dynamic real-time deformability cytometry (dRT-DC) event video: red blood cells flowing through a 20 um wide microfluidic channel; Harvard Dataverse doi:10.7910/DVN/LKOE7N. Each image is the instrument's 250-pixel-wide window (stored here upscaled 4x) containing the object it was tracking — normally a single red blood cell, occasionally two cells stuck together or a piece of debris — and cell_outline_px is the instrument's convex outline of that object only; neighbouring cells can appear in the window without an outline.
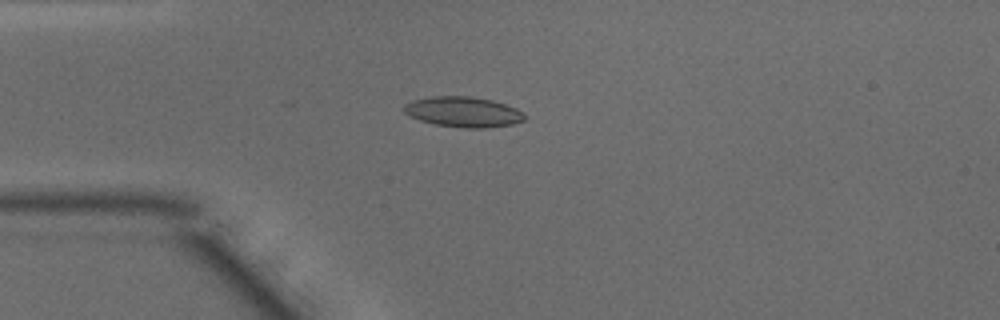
{"species": "common noctule bat (a hibernating species)", "species_latin": "Nyctalus noctula", "temperature_condition": "warm", "stored_images_in_passage": 48, "camera_frame_rate_fps": 3000, "um_per_image_px": 0.085, "animal": {"sex": "male", "body_mass_g": 15.6}, "frame": {"image": 1, "passage_image": 12, "time_ms": 3.667, "image_size_px": [1000, 320], "cell_outline_px": [[524, 120], [512, 124], [488, 128], [464, 128], [436, 124], [420, 120], [404, 112], [404, 104], [412, 100], [432, 96], [472, 96], [492, 100], [516, 108], [524, 112]], "centroid_in_image_um": [39.39, 9.5], "position_along_channel_um": 45.6, "area_um2": 21.27}}
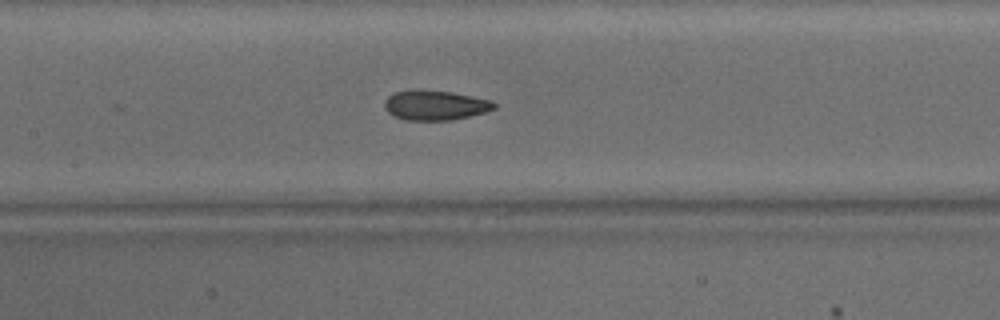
{"frame": {"image": 2, "passage_image": 22, "time_ms": 7.0, "image_size_px": [1000, 320], "cell_outline_px": [[496, 108], [488, 112], [448, 120], [404, 120], [392, 116], [384, 108], [384, 100], [388, 96], [396, 92], [452, 92], [492, 100], [496, 104]], "centroid_in_image_um": [37.02, 8.98], "position_along_channel_um": 170.4, "area_um2": 18.55}}
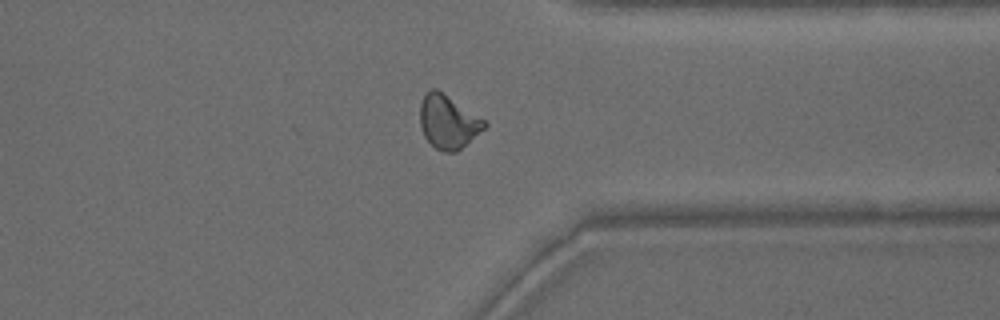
{"frame": {"image": 3, "passage_image": 37, "time_ms": 12.0, "image_size_px": [1000, 320], "cell_outline_px": [[488, 124], [484, 128], [456, 152], [444, 152], [436, 148], [424, 136], [420, 124], [420, 104], [424, 92], [432, 88], [436, 88], [484, 120]], "centroid_in_image_um": [38.04, 10.34], "position_along_channel_um": 373.4, "area_um2": 19.71}, "authors_computed_cell_mechanics": {"area_um2": 19.8254, "velocity_mm_per_s": 4.1324, "shape_relaxation_time_tau1_ms": null, "shape_relaxation_time_tau2_ms": 1.8828, "deformation_change_tau1": null, "deformation_change_tau2": 0.0837}}